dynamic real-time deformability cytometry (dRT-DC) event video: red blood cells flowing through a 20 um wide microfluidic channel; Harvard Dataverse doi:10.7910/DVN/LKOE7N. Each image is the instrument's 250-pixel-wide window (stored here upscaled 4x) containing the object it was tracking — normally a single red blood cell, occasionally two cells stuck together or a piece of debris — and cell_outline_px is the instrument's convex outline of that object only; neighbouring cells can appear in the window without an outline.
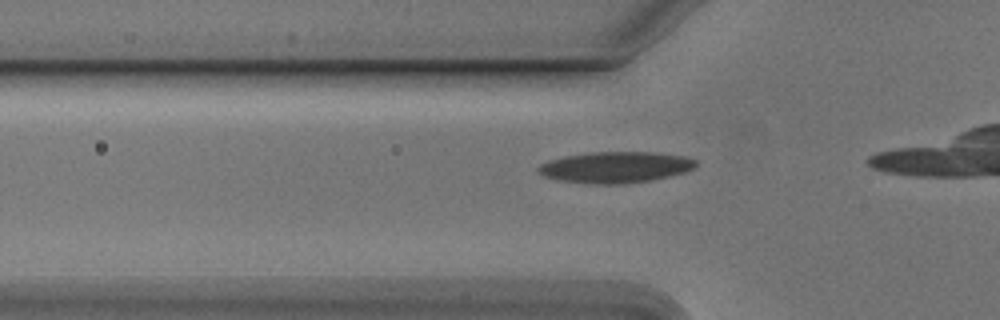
{"species": "Egyptian fruit bat (a non-hibernating species)", "species_latin": "Rousettus aegyptiacus", "temperature_condition": "cold", "stored_images_in_passage": 17, "camera_frame_rate_fps": 3000, "um_per_image_px": 0.085, "animal": {"sex": "male"}, "frame": {"image": 1, "passage_image": 12, "time_ms": 3.667, "image_size_px": [1000, 320], "cell_outline_px": [[696, 164], [692, 168], [684, 172], [668, 176], [628, 184], [592, 184], [560, 180], [544, 176], [536, 172], [536, 168], [540, 164], [548, 160], [568, 156], [592, 152], [652, 152], [684, 156], [696, 160]], "centroid_in_image_um": [52.27, 14.22], "position_along_channel_um": 73.5, "area_um2": 28.44}}